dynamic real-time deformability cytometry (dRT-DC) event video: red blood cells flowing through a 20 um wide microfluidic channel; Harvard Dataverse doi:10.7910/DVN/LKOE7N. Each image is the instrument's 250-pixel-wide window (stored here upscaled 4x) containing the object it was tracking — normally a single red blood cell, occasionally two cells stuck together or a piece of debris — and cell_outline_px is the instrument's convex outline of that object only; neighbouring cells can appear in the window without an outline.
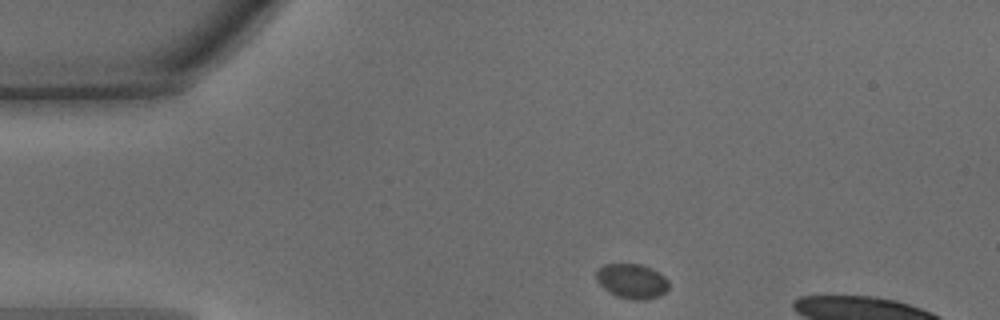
{"species": "common noctule bat (a hibernating species)", "species_latin": "Nyctalus noctula", "temperature_condition": "warm", "stored_images_in_passage": 39, "camera_frame_rate_fps": 3000, "um_per_image_px": 0.085, "animal": {"sex": "male", "body_mass_g": 15.6}, "frame": {"image": 1, "passage_image": 1, "time_ms": 0.0, "image_size_px": [1000, 320], "cell_outline_px": [[668, 288], [660, 296], [644, 300], [632, 300], [616, 296], [608, 292], [596, 280], [596, 272], [604, 264], [640, 264], [664, 276], [668, 280]], "centroid_in_image_um": [53.69, 23.91], "position_along_channel_um": 31.3, "area_um2": 14.57}}
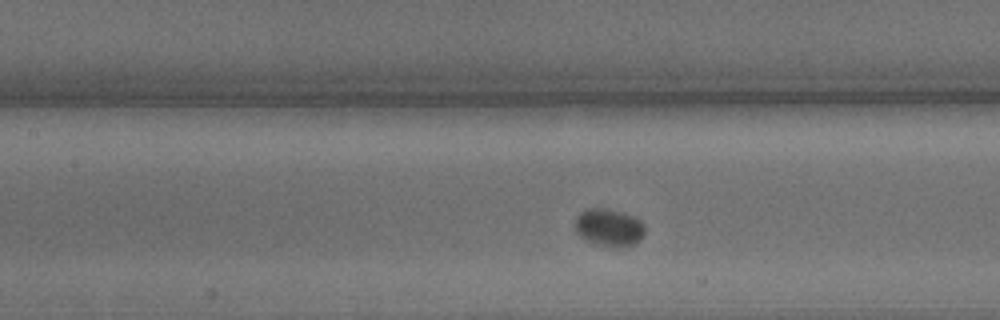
{"frame": {"image": 2, "passage_image": 13, "time_ms": 4.0, "image_size_px": [1000, 320], "cell_outline_px": [[644, 236], [636, 244], [620, 248], [600, 244], [588, 240], [580, 236], [576, 232], [576, 216], [584, 208], [608, 208], [632, 216], [640, 220], [644, 224]], "centroid_in_image_um": [51.78, 19.33], "position_along_channel_um": 155.6, "area_um2": 15.26}}
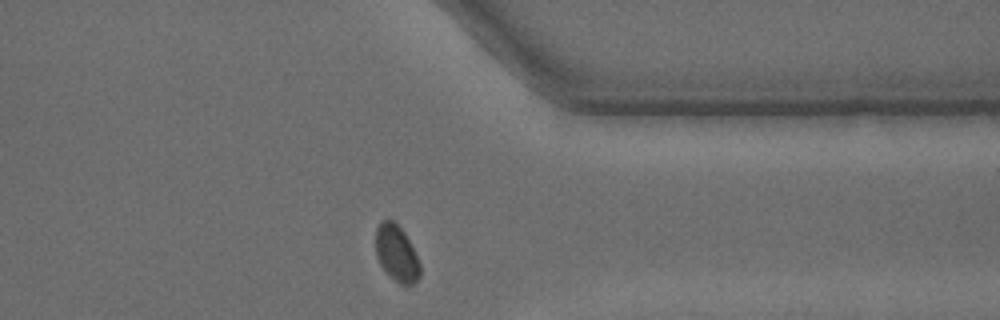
{"frame": {"image": 3, "passage_image": 29, "time_ms": 9.333, "image_size_px": [1000, 320], "cell_outline_px": [[420, 276], [412, 284], [400, 284], [380, 264], [376, 256], [376, 228], [380, 220], [392, 220], [404, 232], [420, 264]], "centroid_in_image_um": [33.69, 21.51], "position_along_channel_um": 377.7, "area_um2": 14.1}}